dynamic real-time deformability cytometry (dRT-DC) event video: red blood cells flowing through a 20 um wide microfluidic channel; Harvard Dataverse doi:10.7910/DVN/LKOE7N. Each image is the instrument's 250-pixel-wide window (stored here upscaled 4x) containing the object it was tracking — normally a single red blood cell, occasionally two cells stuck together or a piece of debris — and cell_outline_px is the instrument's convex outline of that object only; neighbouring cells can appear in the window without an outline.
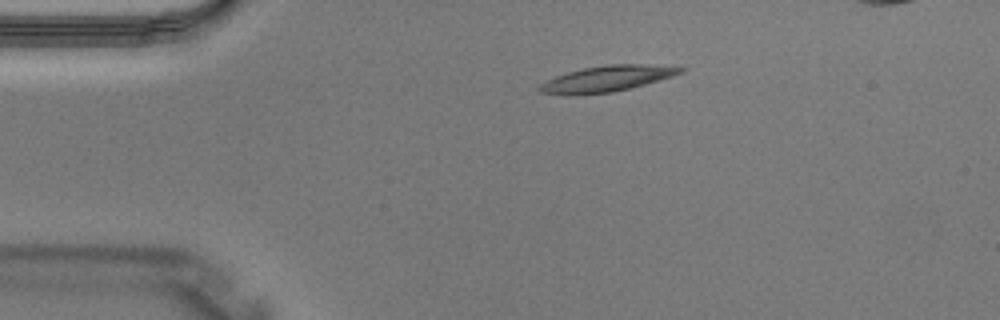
{"species": "Egyptian fruit bat (a non-hibernating species)", "species_latin": "Rousettus aegyptiacus", "temperature_condition": "warm", "stored_images_in_passage": 3, "camera_frame_rate_fps": 3000, "um_per_image_px": 0.085, "animal": {"sex": "male"}, "frame": {"image": 1, "passage_image": 1, "time_ms": 0.0, "image_size_px": [1000, 320], "cell_outline_px": [[688, 68], [684, 72], [672, 76], [632, 88], [612, 92], [576, 96], [564, 96], [540, 92], [536, 88], [540, 84], [556, 76], [568, 72], [584, 68], [608, 64], [640, 64]], "centroid_in_image_um": [51.54, 6.72], "position_along_channel_um": 33.5, "area_um2": 21.44}}